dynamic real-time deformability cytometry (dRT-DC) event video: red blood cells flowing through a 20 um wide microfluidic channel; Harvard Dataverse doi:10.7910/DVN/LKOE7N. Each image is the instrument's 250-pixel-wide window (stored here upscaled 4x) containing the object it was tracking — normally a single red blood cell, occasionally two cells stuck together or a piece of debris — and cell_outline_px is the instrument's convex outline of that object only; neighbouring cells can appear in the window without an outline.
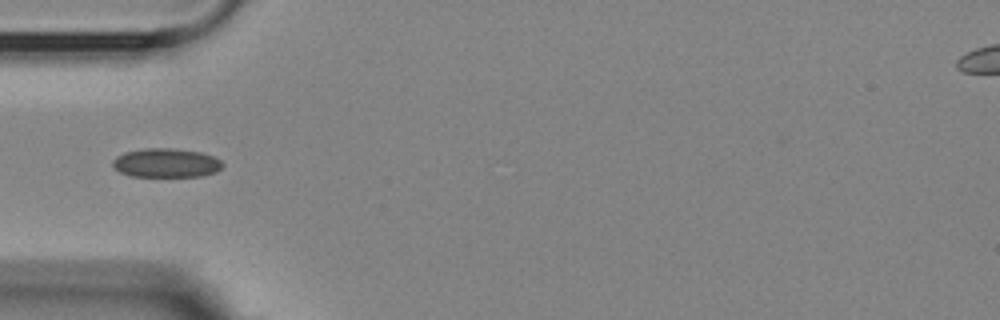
{"species": "Egyptian fruit bat (a non-hibernating species)", "species_latin": "Rousettus aegyptiacus", "temperature_condition": "room temperature", "stored_images_in_passage": 8, "camera_frame_rate_fps": 3000, "um_per_image_px": 0.085, "animal": {"sex": "female"}, "frame": {"image": 1, "passage_image": 4, "time_ms": 3.333, "image_size_px": [1000, 320], "cell_outline_px": [[224, 164], [216, 172], [204, 176], [128, 176], [120, 172], [112, 164], [112, 160], [116, 156], [124, 152], [144, 148], [176, 148], [200, 152], [212, 156], [220, 160]], "centroid_in_image_um": [14.11, 13.84], "position_along_channel_um": 70.9, "area_um2": 18.67}}
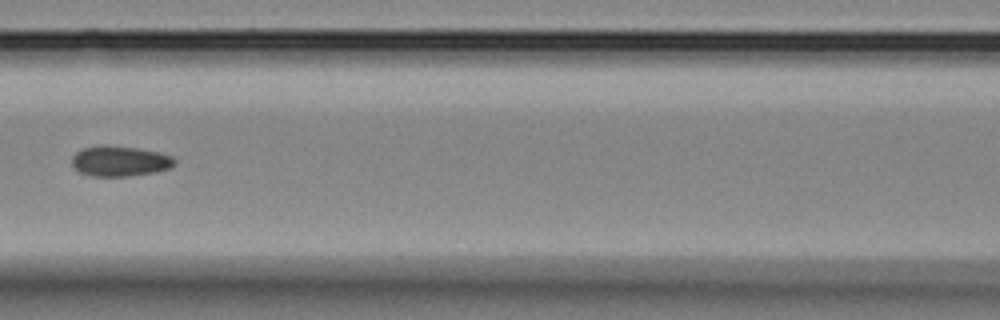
{"frame": {"image": 2, "passage_image": 6, "time_ms": 5.667, "image_size_px": [1000, 320], "cell_outline_px": [[176, 164], [172, 168], [156, 172], [128, 176], [92, 176], [80, 172], [72, 164], [72, 156], [76, 152], [84, 148], [136, 148], [160, 152], [172, 156], [176, 160]], "centroid_in_image_um": [10.27, 13.74], "position_along_channel_um": 156.3, "area_um2": 17.57}}
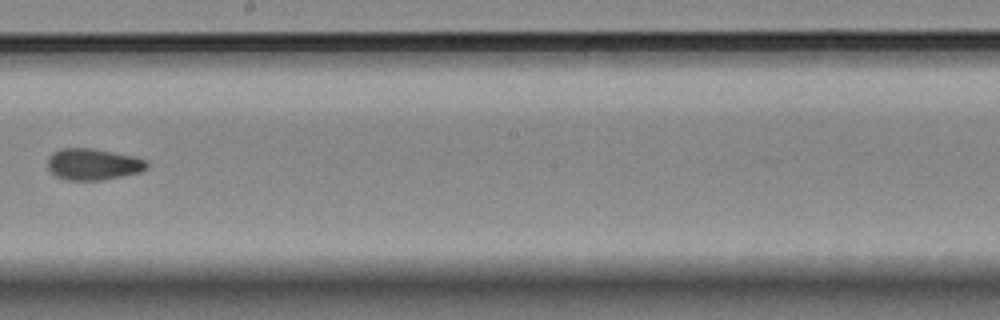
{"frame": {"image": 3, "passage_image": 8, "time_ms": 8.0, "image_size_px": [1000, 320], "cell_outline_px": [[148, 168], [140, 172], [100, 180], [68, 180], [56, 176], [48, 168], [48, 156], [52, 152], [60, 148], [92, 148], [132, 156], [144, 160], [148, 164]], "centroid_in_image_um": [7.87, 13.95], "position_along_channel_um": 240.3, "area_um2": 18.03}}